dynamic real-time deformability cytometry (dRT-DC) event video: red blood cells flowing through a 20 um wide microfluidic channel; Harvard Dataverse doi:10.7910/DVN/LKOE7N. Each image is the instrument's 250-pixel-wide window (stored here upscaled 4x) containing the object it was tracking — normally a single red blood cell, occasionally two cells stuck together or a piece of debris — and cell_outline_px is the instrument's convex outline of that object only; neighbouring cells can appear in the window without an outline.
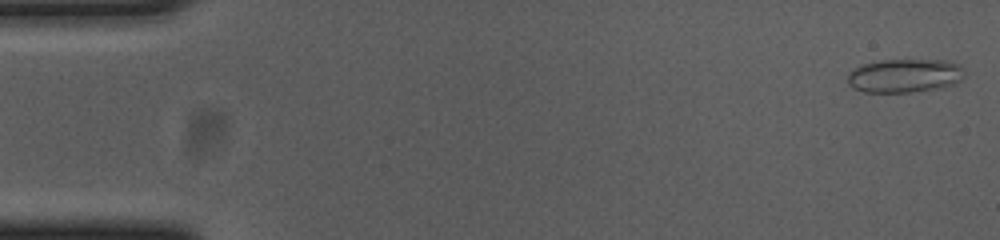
{"species": "common noctule bat (a hibernating species)", "species_latin": "Nyctalus noctula", "temperature_condition": "cold", "stored_images_in_passage": 54, "camera_frame_rate_fps": 3000, "um_per_image_px": 0.085, "animal": {"sex": "female", "body_mass_g": 23.0, "forearm_length_mm": 53.4}, "frame": {"image": 1, "passage_image": 1, "time_ms": 0.0, "image_size_px": [1000, 240], "cell_outline_px": [[964, 76], [960, 80], [952, 84], [940, 88], [908, 92], [864, 92], [852, 88], [848, 84], [848, 72], [864, 64], [880, 60], [944, 60], [960, 64], [964, 68]], "centroid_in_image_um": [76.9, 6.43], "position_along_channel_um": 8.1, "area_um2": 22.95}}
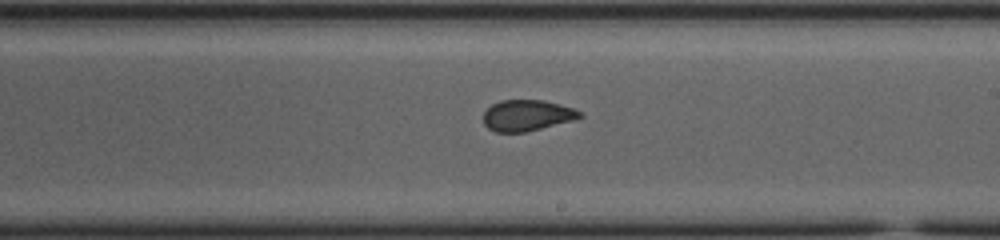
{"frame": {"image": 2, "passage_image": 31, "time_ms": 10.0, "image_size_px": [1000, 240], "cell_outline_px": [[584, 116], [572, 120], [524, 132], [496, 132], [488, 128], [484, 124], [484, 112], [492, 104], [500, 100], [544, 100], [572, 108], [584, 112]], "centroid_in_image_um": [44.79, 9.8], "position_along_channel_um": 244.2, "area_um2": 17.28}}
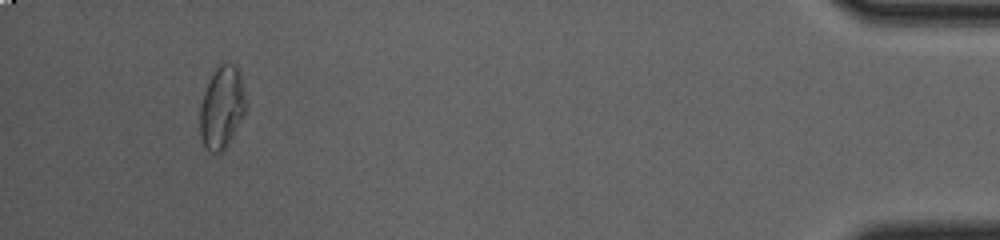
{"frame": {"image": 3, "passage_image": 51, "time_ms": 16.667, "image_size_px": [1000, 240], "cell_outline_px": [[248, 108], [228, 144], [220, 152], [208, 152], [200, 136], [200, 104], [204, 92], [216, 68], [224, 60], [232, 64], [240, 72]], "centroid_in_image_um": [18.88, 9.13], "position_along_channel_um": 416.3, "area_um2": 22.08}, "authors_computed_cell_mechanics": {"area_um2": 18.5249, "velocity_mm_per_s": 3.6843, "shape_relaxation_time_tau1_ms": null, "shape_relaxation_time_tau2_ms": 0.9703, "deformation_change_tau1": null, "deformation_change_tau2": 0.0531}}